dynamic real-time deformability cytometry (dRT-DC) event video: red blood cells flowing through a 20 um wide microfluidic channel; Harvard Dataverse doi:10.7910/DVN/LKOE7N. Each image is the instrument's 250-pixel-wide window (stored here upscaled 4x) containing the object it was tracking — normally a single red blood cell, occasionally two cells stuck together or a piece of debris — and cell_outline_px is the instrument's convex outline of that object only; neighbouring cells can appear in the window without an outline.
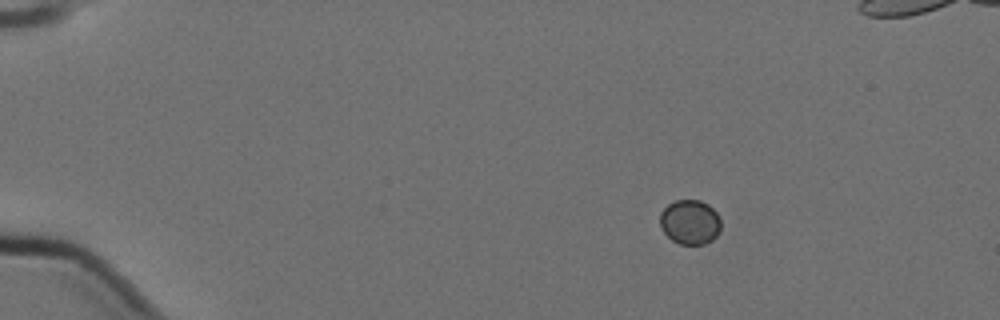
{"species": "Egyptian fruit bat (a non-hibernating species)", "species_latin": "Rousettus aegyptiacus", "temperature_condition": "cold", "stored_images_in_passage": 7, "camera_frame_rate_fps": 3000, "um_per_image_px": 0.085, "animal": {"sex": "female"}, "frame": {"image": 1, "passage_image": 2, "time_ms": 0.333, "image_size_px": [1000, 320], "cell_outline_px": [[720, 232], [712, 240], [704, 244], [680, 244], [672, 240], [664, 232], [660, 224], [660, 212], [668, 204], [676, 200], [700, 200], [708, 204], [720, 216]], "centroid_in_image_um": [58.66, 18.87], "position_along_channel_um": 26.3, "area_um2": 15.9}}
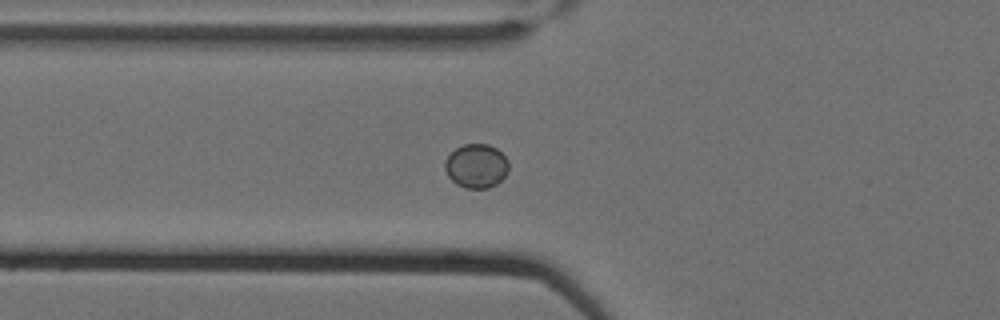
{"frame": {"image": 2, "passage_image": 6, "time_ms": 1.667, "image_size_px": [1000, 320], "cell_outline_px": [[508, 172], [496, 184], [488, 188], [464, 188], [456, 184], [448, 176], [444, 168], [444, 160], [456, 148], [464, 144], [488, 144], [496, 148], [508, 160]], "centroid_in_image_um": [40.47, 14.11], "position_along_channel_um": 85.3, "area_um2": 16.36}}